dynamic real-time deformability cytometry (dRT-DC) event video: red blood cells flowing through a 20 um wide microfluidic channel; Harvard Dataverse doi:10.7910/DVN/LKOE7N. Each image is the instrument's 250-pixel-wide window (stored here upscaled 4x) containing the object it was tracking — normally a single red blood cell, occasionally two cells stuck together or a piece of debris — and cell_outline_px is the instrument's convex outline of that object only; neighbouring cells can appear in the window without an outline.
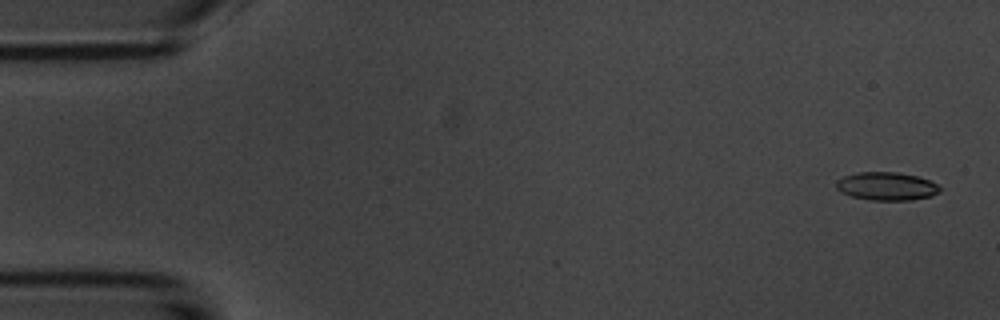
{"species": "common noctule bat (a hibernating species)", "species_latin": "Nyctalus noctula", "temperature_condition": "room temperature", "stored_images_in_passage": 4, "camera_frame_rate_fps": 3000, "um_per_image_px": 0.085, "animal": {"sex": "male", "body_mass_g": 20.1, "forearm_length_mm": 53.5}, "frame": {"image": 1, "passage_image": 2, "time_ms": 0.333, "image_size_px": [1000, 320], "cell_outline_px": [[940, 192], [932, 196], [912, 200], [872, 200], [852, 196], [840, 192], [836, 188], [836, 180], [844, 176], [856, 172], [896, 172], [916, 176], [928, 180], [936, 184], [940, 188]], "centroid_in_image_um": [75.34, 15.83], "position_along_channel_um": 9.7, "area_um2": 16.99}}